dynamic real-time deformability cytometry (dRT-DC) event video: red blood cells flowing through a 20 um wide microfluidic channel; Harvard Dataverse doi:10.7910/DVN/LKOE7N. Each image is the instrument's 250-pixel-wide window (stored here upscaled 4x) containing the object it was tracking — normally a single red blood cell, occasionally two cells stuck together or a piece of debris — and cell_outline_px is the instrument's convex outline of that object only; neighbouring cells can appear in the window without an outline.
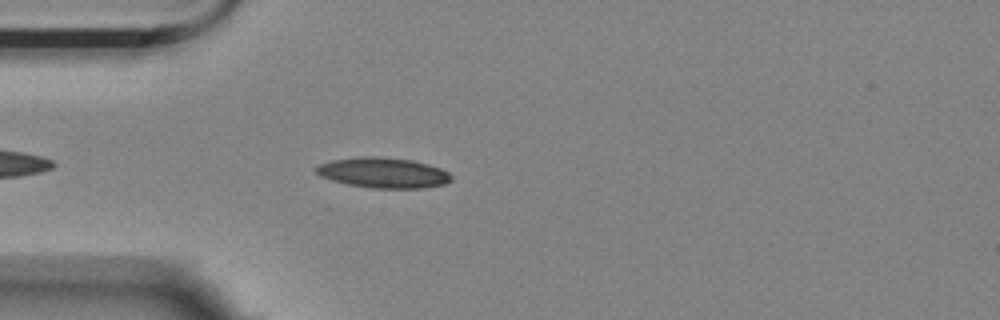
{"species": "Egyptian fruit bat (a non-hibernating species)", "species_latin": "Rousettus aegyptiacus", "temperature_condition": "room temperature", "stored_images_in_passage": 24, "camera_frame_rate_fps": 3000, "um_per_image_px": 0.085, "animal": {"sex": "female"}, "frame": {"image": 1, "passage_image": 6, "time_ms": 1.667, "image_size_px": [1000, 320], "cell_outline_px": [[452, 180], [444, 184], [424, 188], [372, 188], [348, 184], [332, 180], [320, 176], [316, 172], [316, 168], [320, 164], [332, 160], [360, 156], [376, 156], [412, 160], [428, 164], [440, 168], [448, 172], [452, 176]], "centroid_in_image_um": [32.59, 14.68], "position_along_channel_um": 52.4, "area_um2": 23.87}}
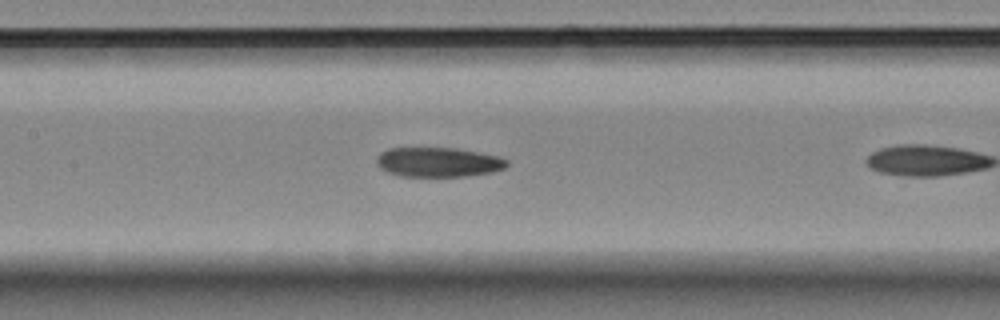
{"frame": {"image": 2, "passage_image": 13, "time_ms": 4.0, "image_size_px": [1000, 320], "cell_outline_px": [[508, 164], [504, 168], [492, 172], [464, 176], [400, 176], [388, 172], [380, 168], [376, 164], [376, 160], [380, 152], [388, 148], [456, 148], [500, 156], [508, 160]], "centroid_in_image_um": [37.24, 13.78], "position_along_channel_um": 170.2, "area_um2": 22.48}}
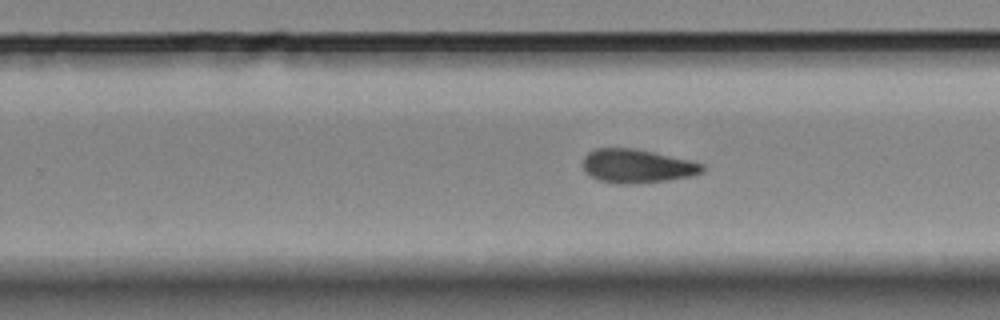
{"frame": {"image": 3, "passage_image": 22, "time_ms": 7.0, "image_size_px": [1000, 320], "cell_outline_px": [[704, 172], [692, 176], [668, 180], [632, 184], [616, 184], [600, 180], [588, 176], [584, 168], [584, 156], [588, 152], [596, 148], [636, 148], [692, 160], [704, 164]], "centroid_in_image_um": [54.18, 14.11], "position_along_channel_um": 275.6, "area_um2": 23.76}}